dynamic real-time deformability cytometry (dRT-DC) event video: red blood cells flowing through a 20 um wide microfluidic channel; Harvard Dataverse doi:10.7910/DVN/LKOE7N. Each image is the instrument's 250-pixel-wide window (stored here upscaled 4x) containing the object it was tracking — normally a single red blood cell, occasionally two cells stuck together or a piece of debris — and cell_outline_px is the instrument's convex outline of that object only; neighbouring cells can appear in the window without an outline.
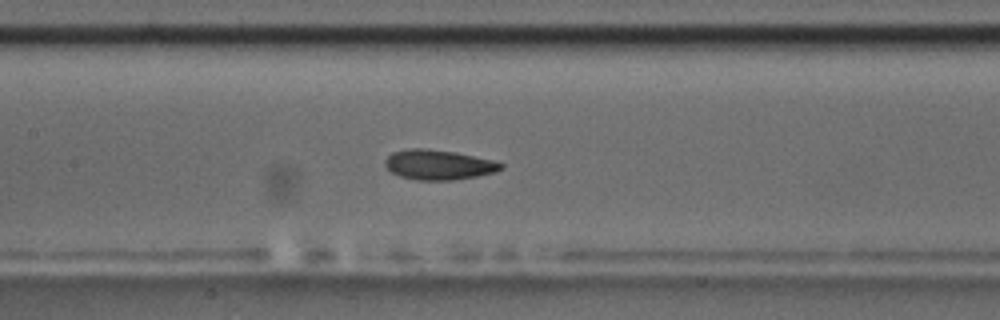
{"species": "common noctule bat (a hibernating species)", "species_latin": "Nyctalus noctula", "temperature_condition": "room temperature", "stored_images_in_passage": 54, "camera_frame_rate_fps": 3000, "um_per_image_px": 0.085, "animal": {"sex": "male", "body_mass_g": 17.5, "forearm_length_mm": 52.3}, "frame": {"image": 1, "passage_image": 24, "time_ms": 7.667, "image_size_px": [1000, 320], "cell_outline_px": [[504, 168], [496, 172], [476, 176], [452, 180], [416, 180], [400, 176], [392, 172], [384, 164], [384, 160], [392, 152], [408, 148], [424, 148], [456, 152], [492, 160], [504, 164]], "centroid_in_image_um": [37.27, 14.0], "position_along_channel_um": 170.1, "area_um2": 20.23}, "authors_computed_cell_mechanics": {"area_um2": 20.0566, "velocity_mm_per_s": 3.5938, "shape_relaxation_time_tau1_ms": 2.7851, "shape_relaxation_time_tau2_ms": 2.6035, "deformation_change_tau1": 0.1264, "deformation_change_tau2": 0.0915}}